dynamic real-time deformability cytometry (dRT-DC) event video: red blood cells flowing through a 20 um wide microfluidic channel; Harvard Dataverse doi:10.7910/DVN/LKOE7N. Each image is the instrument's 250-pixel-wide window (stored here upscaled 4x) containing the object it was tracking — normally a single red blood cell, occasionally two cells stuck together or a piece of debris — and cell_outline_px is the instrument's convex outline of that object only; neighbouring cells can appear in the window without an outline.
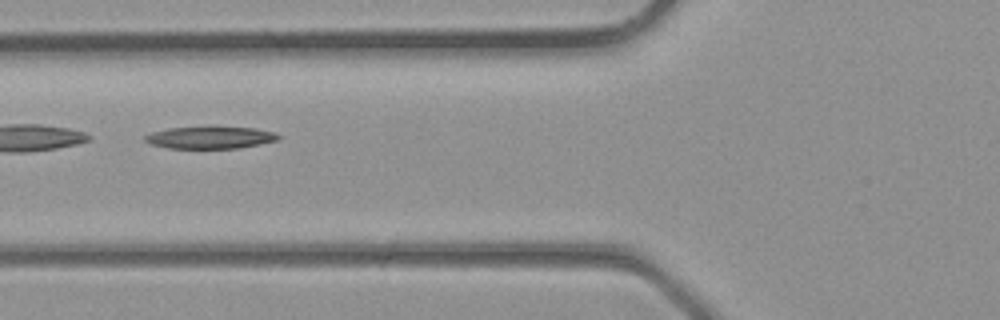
{"species": "common noctule bat (a hibernating species)", "species_latin": "Nyctalus noctula", "temperature_condition": "room temperature", "stored_images_in_passage": 3, "camera_frame_rate_fps": 3000, "um_per_image_px": 0.085, "animal": {"sex": "male", "body_mass_g": 23.1, "forearm_length_mm": 52.7}, "frame": {"image": 1, "passage_image": 3, "time_ms": 0.667, "image_size_px": [1000, 320], "cell_outline_px": [[280, 140], [240, 148], [168, 148], [152, 144], [144, 140], [144, 136], [152, 132], [168, 128], [256, 128], [272, 132], [280, 136]], "centroid_in_image_um": [17.88, 11.71], "position_along_channel_um": 107.9, "area_um2": 16.76}}